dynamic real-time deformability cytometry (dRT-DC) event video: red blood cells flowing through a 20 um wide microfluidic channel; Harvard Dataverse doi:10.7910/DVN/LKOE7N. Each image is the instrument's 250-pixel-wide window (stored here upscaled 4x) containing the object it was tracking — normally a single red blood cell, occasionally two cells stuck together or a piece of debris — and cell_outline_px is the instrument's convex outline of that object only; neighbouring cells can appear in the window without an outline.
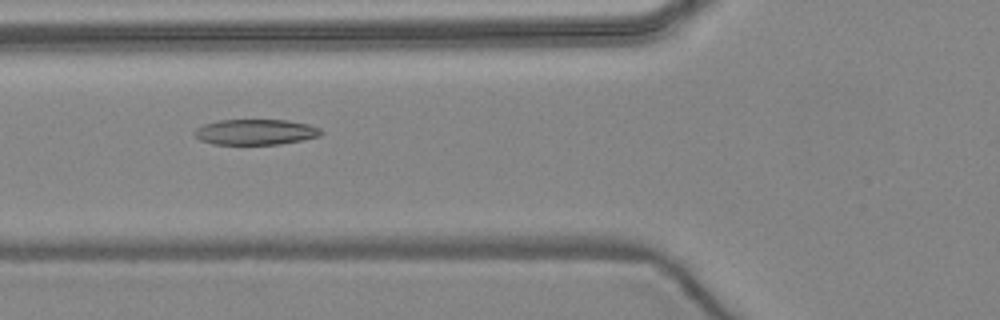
{"species": "common noctule bat (a hibernating species)", "species_latin": "Nyctalus noctula", "temperature_condition": "warm", "stored_images_in_passage": 7, "camera_frame_rate_fps": 3000, "um_per_image_px": 0.085, "animal": {"sex": "female", "body_mass_g": 24.6, "forearm_length_mm": 56.2}, "frame": {"image": 1, "passage_image": 6, "time_ms": 5.667, "image_size_px": [1000, 320], "cell_outline_px": [[324, 132], [320, 136], [280, 144], [212, 144], [200, 140], [192, 132], [196, 128], [204, 124], [220, 120], [288, 120], [308, 124], [320, 128]], "centroid_in_image_um": [21.72, 11.22], "position_along_channel_um": 104.1, "area_um2": 18.84}}
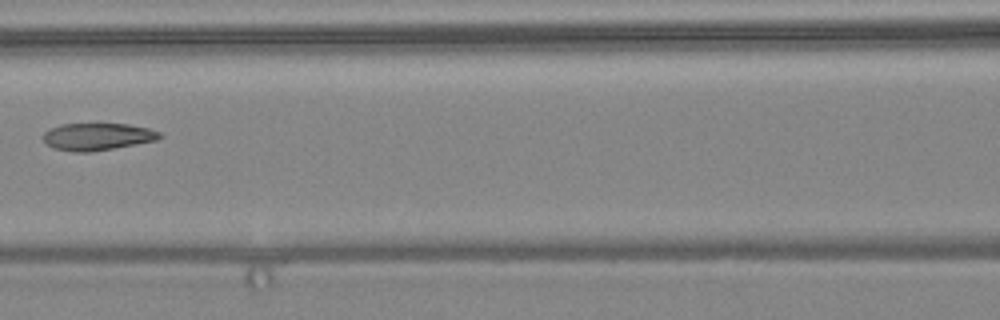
{"frame": {"image": 2, "passage_image": 7, "time_ms": 7.0, "image_size_px": [1000, 320], "cell_outline_px": [[160, 136], [156, 140], [112, 148], [88, 152], [72, 152], [52, 148], [44, 140], [44, 132], [48, 128], [60, 124], [128, 124], [148, 128], [160, 132]], "centroid_in_image_um": [8.22, 11.61], "position_along_channel_um": 158.4, "area_um2": 18.26}}